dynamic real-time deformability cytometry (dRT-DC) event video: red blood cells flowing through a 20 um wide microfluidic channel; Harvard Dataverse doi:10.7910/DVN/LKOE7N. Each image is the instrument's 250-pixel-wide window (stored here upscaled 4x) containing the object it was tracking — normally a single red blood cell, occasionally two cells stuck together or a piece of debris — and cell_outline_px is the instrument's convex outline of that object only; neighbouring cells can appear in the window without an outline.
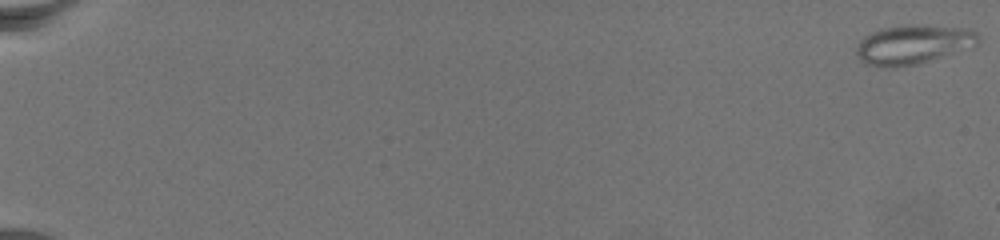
{"species": "common noctule bat (a hibernating species)", "species_latin": "Nyctalus noctula", "temperature_condition": "warm", "stored_images_in_passage": 76, "camera_frame_rate_fps": 3000, "um_per_image_px": 0.085, "animal": {"sex": "female", "body_mass_g": 19.5, "forearm_length_mm": 54.1}, "frame": {"image": 1, "passage_image": 1, "time_ms": 0.0, "image_size_px": [1000, 240], "cell_outline_px": [[980, 40], [972, 48], [916, 64], [896, 68], [892, 68], [864, 64], [856, 56], [856, 48], [860, 40], [864, 36], [880, 28], [904, 24], [928, 24], [972, 28], [980, 36]], "centroid_in_image_um": [77.64, 3.76], "position_along_channel_um": 7.4, "area_um2": 28.67}}
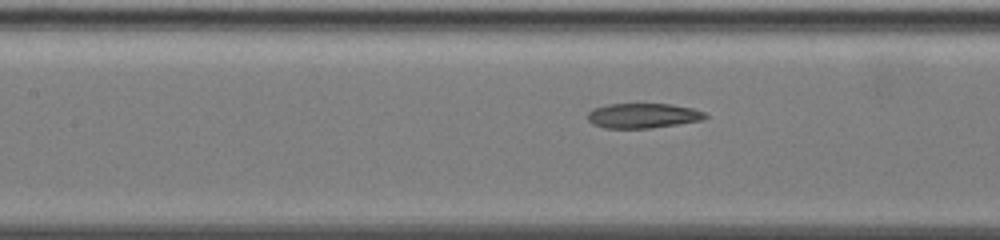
{"frame": {"image": 2, "passage_image": 39, "time_ms": 12.667, "image_size_px": [1000, 240], "cell_outline_px": [[708, 116], [704, 120], [648, 128], [604, 128], [592, 124], [588, 120], [588, 112], [592, 108], [608, 104], [672, 104], [692, 108], [704, 112]], "centroid_in_image_um": [54.63, 9.83], "position_along_channel_um": 152.8, "area_um2": 17.05}}
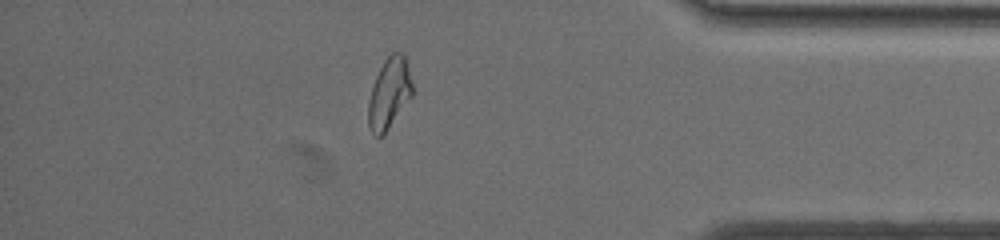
{"frame": {"image": 3, "passage_image": 67, "time_ms": 22.0, "image_size_px": [1000, 240], "cell_outline_px": [[412, 96], [384, 136], [376, 136], [372, 132], [368, 124], [368, 100], [376, 76], [384, 60], [392, 52], [400, 52], [404, 56], [408, 68], [412, 84]], "centroid_in_image_um": [33.07, 7.97], "position_along_channel_um": 402.1, "area_um2": 18.09}}